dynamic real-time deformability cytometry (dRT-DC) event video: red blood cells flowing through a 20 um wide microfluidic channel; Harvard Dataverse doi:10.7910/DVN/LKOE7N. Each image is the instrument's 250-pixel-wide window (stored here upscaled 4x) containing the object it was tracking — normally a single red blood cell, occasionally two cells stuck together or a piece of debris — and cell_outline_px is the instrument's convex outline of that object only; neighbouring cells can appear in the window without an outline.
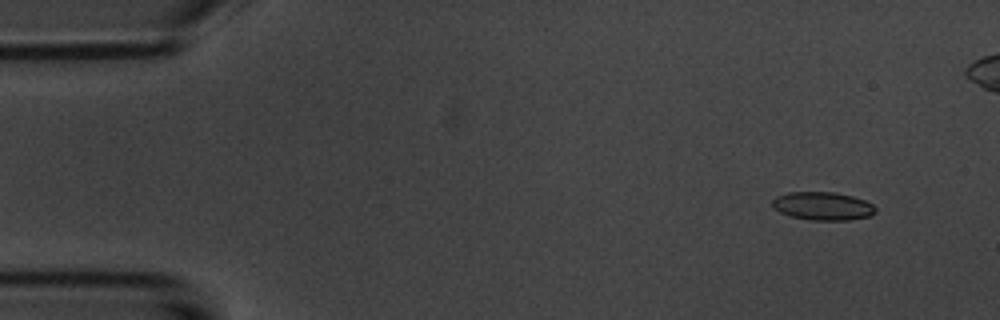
{"species": "common noctule bat (a hibernating species)", "species_latin": "Nyctalus noctula", "temperature_condition": "room temperature", "stored_images_in_passage": 7, "camera_frame_rate_fps": 3000, "um_per_image_px": 0.085, "animal": {"sex": "male", "body_mass_g": 20.1, "forearm_length_mm": 53.5}, "frame": {"image": 1, "passage_image": 2, "time_ms": 1.333, "image_size_px": [1000, 320], "cell_outline_px": [[876, 212], [872, 216], [848, 220], [812, 220], [792, 216], [780, 212], [772, 208], [772, 200], [776, 196], [788, 192], [836, 192], [852, 196], [864, 200], [872, 204], [876, 208]], "centroid_in_image_um": [69.94, 17.51], "position_along_channel_um": 15.1, "area_um2": 17.05}}
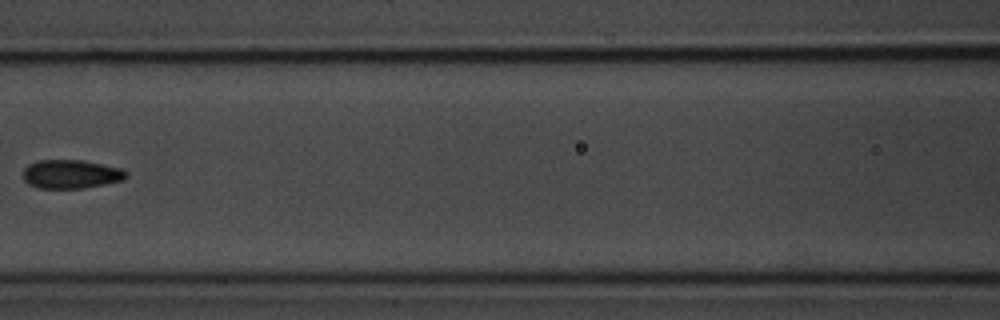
{"frame": {"image": 2, "passage_image": 7, "time_ms": 8.0, "image_size_px": [1000, 320], "cell_outline_px": [[128, 176], [124, 180], [84, 188], [36, 188], [28, 184], [24, 180], [24, 168], [28, 164], [40, 160], [84, 160], [120, 168], [128, 172]], "centroid_in_image_um": [6.04, 14.8], "position_along_channel_um": 160.6, "area_um2": 17.34}}